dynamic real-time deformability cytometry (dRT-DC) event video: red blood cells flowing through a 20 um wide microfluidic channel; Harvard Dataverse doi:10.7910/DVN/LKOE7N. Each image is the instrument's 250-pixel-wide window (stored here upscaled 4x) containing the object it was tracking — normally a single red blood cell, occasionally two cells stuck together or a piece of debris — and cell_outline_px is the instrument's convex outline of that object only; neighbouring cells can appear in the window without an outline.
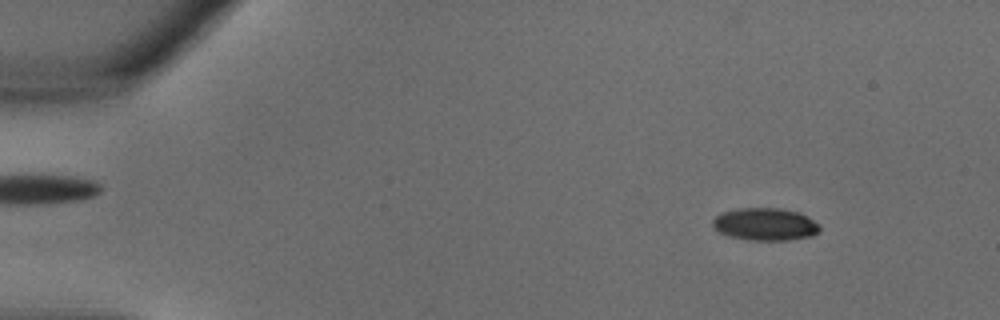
{"species": "common noctule bat (a hibernating species)", "species_latin": "Nyctalus noctula", "temperature_condition": "warm", "stored_images_in_passage": 30, "camera_frame_rate_fps": 3000, "um_per_image_px": 0.085, "animal": {"sex": "male", "body_mass_g": 18.8}, "frame": {"image": 1, "passage_image": 1, "time_ms": 0.0, "image_size_px": [1000, 320], "cell_outline_px": [[820, 232], [812, 236], [788, 240], [748, 240], [728, 236], [712, 228], [712, 220], [716, 216], [724, 212], [740, 208], [780, 208], [800, 212], [808, 216], [820, 224]], "centroid_in_image_um": [65.07, 19.06], "position_along_channel_um": 19.9, "area_um2": 20.52}}
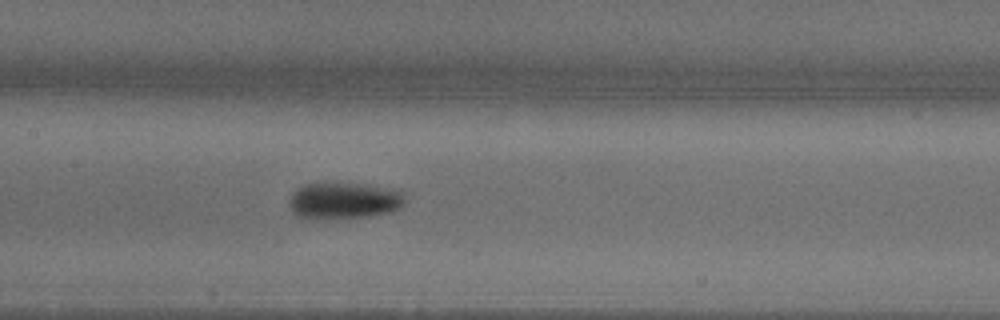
{"frame": {"image": 2, "passage_image": 14, "time_ms": 4.333, "image_size_px": [1000, 320], "cell_outline_px": [[404, 204], [400, 208], [392, 212], [372, 216], [320, 220], [300, 216], [292, 212], [288, 200], [292, 192], [304, 184], [364, 184], [396, 188], [404, 192]], "centroid_in_image_um": [29.28, 17.07], "position_along_channel_um": 178.1, "area_um2": 25.03}}
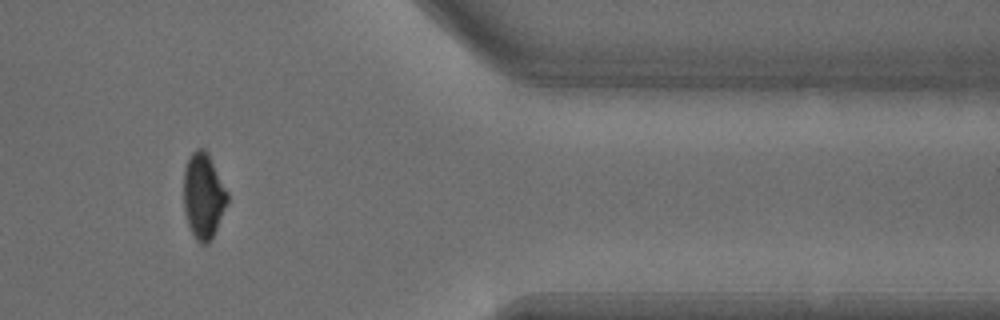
{"frame": {"image": 3, "passage_image": 26, "time_ms": 8.333, "image_size_px": [1000, 320], "cell_outline_px": [[228, 200], [216, 228], [208, 244], [200, 244], [196, 240], [188, 224], [184, 208], [184, 172], [188, 160], [192, 152], [196, 148], [204, 148], [208, 152], [228, 192]], "centroid_in_image_um": [17.29, 16.62], "position_along_channel_um": 394.1, "area_um2": 21.56}}